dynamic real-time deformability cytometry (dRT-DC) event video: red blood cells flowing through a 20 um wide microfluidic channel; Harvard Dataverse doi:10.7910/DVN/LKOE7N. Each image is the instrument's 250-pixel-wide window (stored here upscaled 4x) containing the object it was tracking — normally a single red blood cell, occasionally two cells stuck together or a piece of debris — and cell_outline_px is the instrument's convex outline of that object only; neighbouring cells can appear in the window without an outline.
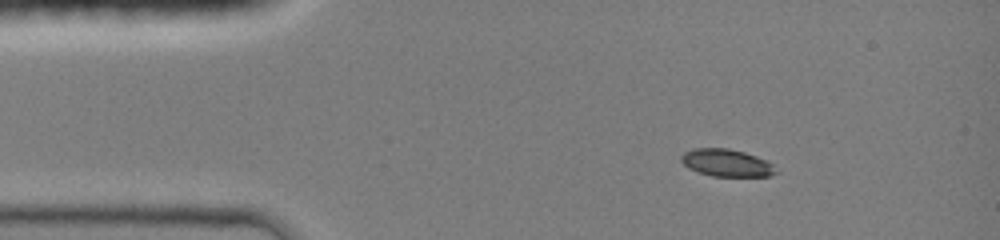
{"species": "common noctule bat (a hibernating species)", "species_latin": "Nyctalus noctula", "temperature_condition": "room temperature", "stored_images_in_passage": 40, "camera_frame_rate_fps": 3000, "um_per_image_px": 0.085, "animal": {"sex": "female", "body_mass_g": 19.0, "forearm_length_mm": 51.5}, "frame": {"image": 1, "passage_image": 1, "time_ms": 0.0, "image_size_px": [1000, 240], "cell_outline_px": [[776, 172], [768, 176], [712, 176], [688, 168], [680, 160], [680, 156], [684, 152], [696, 148], [728, 148], [744, 152], [756, 156], [772, 164]], "centroid_in_image_um": [61.71, 13.83], "position_along_channel_um": 23.3, "area_um2": 14.85}}
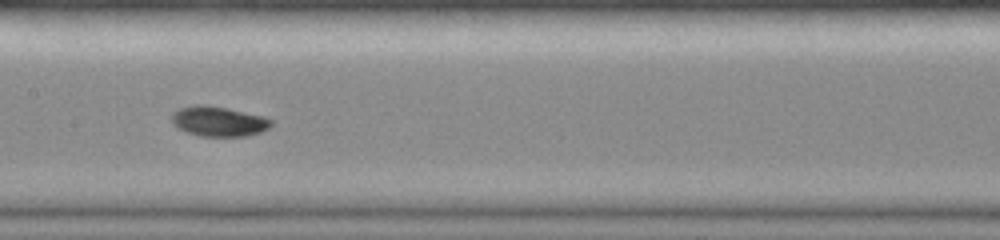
{"frame": {"image": 2, "passage_image": 17, "time_ms": 5.333, "image_size_px": [1000, 240], "cell_outline_px": [[272, 124], [268, 128], [260, 132], [248, 136], [200, 136], [188, 132], [172, 124], [172, 116], [180, 108], [196, 104], [204, 104], [228, 108], [264, 116], [272, 120]], "centroid_in_image_um": [18.61, 10.31], "position_along_channel_um": 188.8, "area_um2": 17.28}}
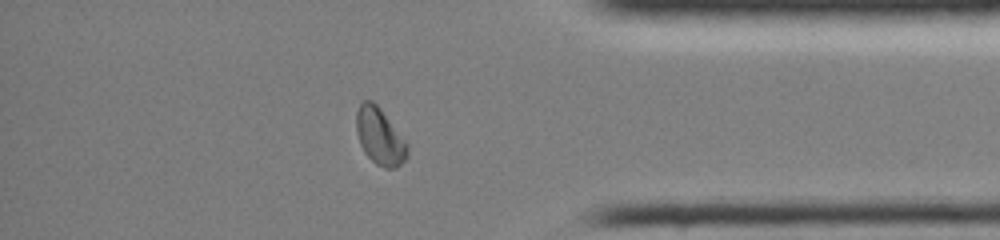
{"frame": {"image": 3, "passage_image": 33, "time_ms": 10.667, "image_size_px": [1000, 240], "cell_outline_px": [[408, 156], [396, 168], [384, 168], [376, 164], [364, 152], [360, 144], [356, 132], [356, 112], [360, 104], [364, 100], [372, 100], [380, 108], [408, 144]], "centroid_in_image_um": [32.27, 11.6], "position_along_channel_um": 402.9, "area_um2": 16.82}, "authors_computed_cell_mechanics": {"area_um2": 16.6175, "velocity_mm_per_s": 4.1957, "shape_relaxation_time_tau1_ms": 3.0176, "shape_relaxation_time_tau2_ms": null, "deformation_change_tau1": 0.1043, "deformation_change_tau2": null}}